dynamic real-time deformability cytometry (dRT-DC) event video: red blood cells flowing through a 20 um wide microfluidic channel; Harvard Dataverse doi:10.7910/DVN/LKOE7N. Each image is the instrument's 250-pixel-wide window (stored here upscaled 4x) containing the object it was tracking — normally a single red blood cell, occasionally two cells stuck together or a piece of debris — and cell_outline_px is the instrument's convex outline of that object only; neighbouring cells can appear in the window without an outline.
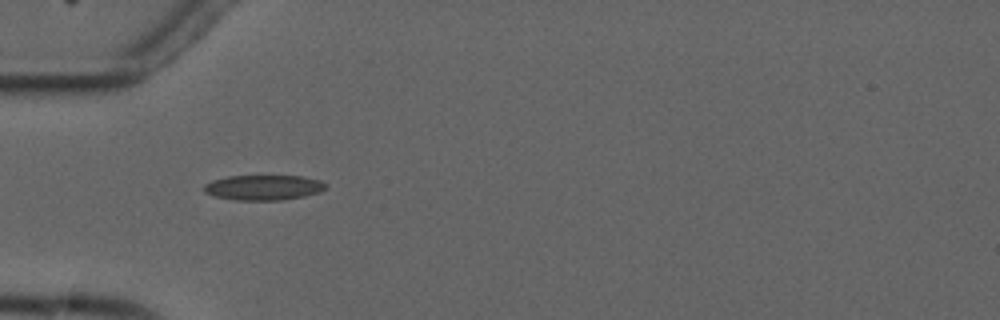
{"species": "common noctule bat (a hibernating species)", "species_latin": "Nyctalus noctula", "temperature_condition": "cold", "stored_images_in_passage": 3, "camera_frame_rate_fps": 3000, "um_per_image_px": 0.085, "animal": {"sex": "male", "forearm_length_mm": 52.5}, "frame": {"image": 1, "passage_image": 2, "time_ms": 1.0, "image_size_px": [1000, 320], "cell_outline_px": [[328, 188], [320, 192], [304, 196], [280, 200], [236, 200], [216, 196], [204, 192], [204, 184], [212, 180], [228, 176], [304, 176], [320, 180], [328, 184]], "centroid_in_image_um": [22.45, 15.93], "position_along_channel_um": 62.6, "area_um2": 17.92}}
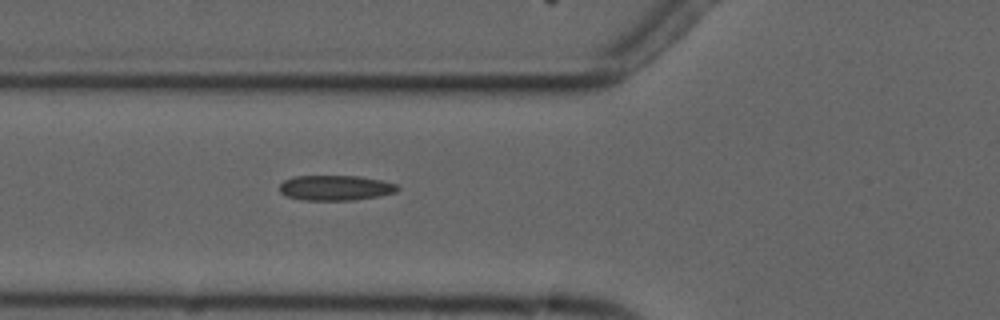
{"frame": {"image": 2, "passage_image": 3, "time_ms": 2.0, "image_size_px": [1000, 320], "cell_outline_px": [[400, 188], [396, 192], [380, 196], [352, 200], [300, 200], [288, 196], [280, 192], [280, 184], [284, 180], [296, 176], [360, 176], [380, 180], [396, 184]], "centroid_in_image_um": [28.52, 15.97], "position_along_channel_um": 97.3, "area_um2": 17.28}}